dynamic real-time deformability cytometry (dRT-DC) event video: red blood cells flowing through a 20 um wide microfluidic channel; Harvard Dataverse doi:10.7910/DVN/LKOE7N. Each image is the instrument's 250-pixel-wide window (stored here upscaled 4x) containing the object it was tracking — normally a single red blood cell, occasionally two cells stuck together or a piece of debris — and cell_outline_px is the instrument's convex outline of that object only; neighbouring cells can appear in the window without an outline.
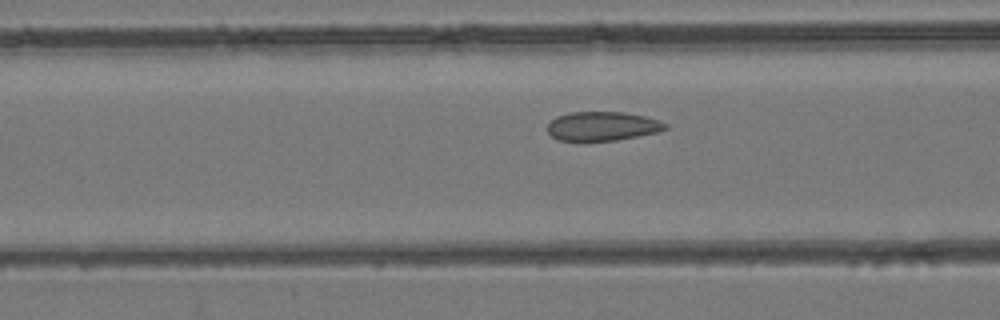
{"species": "common noctule bat (a hibernating species)", "species_latin": "Nyctalus noctula", "temperature_condition": "room temperature", "stored_images_in_passage": 36, "camera_frame_rate_fps": 3000, "um_per_image_px": 0.085, "animal": {"sex": "female", "body_mass_g": 24.6, "forearm_length_mm": 56.2}, "frame": {"image": 1, "passage_image": 6, "time_ms": 1.667, "image_size_px": [1000, 320], "cell_outline_px": [[668, 128], [660, 132], [616, 140], [556, 140], [548, 132], [548, 124], [556, 116], [568, 112], [624, 112], [644, 116], [660, 120], [668, 124]], "centroid_in_image_um": [51.24, 10.71], "position_along_channel_um": 115.4, "area_um2": 20.0}}
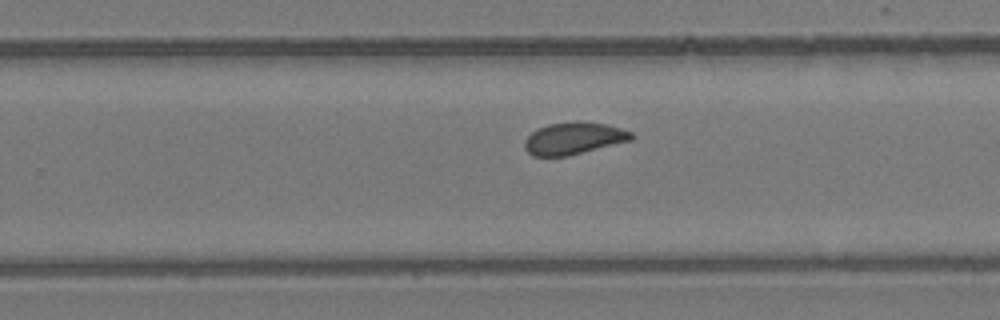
{"frame": {"image": 2, "passage_image": 18, "time_ms": 5.667, "image_size_px": [1000, 320], "cell_outline_px": [[636, 136], [632, 140], [568, 156], [532, 156], [524, 148], [524, 140], [536, 128], [548, 124], [608, 124], [632, 132]], "centroid_in_image_um": [48.76, 11.8], "position_along_channel_um": 281.0, "area_um2": 19.42}}
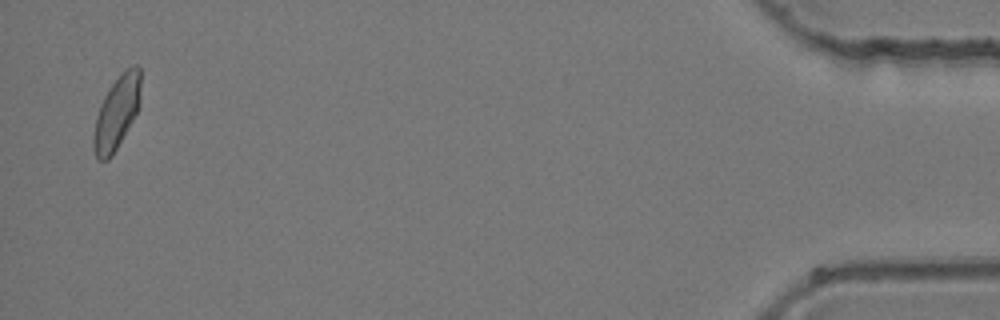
{"frame": {"image": 3, "passage_image": 35, "time_ms": 11.333, "image_size_px": [1000, 320], "cell_outline_px": [[140, 104], [132, 120], [112, 156], [108, 160], [96, 160], [92, 148], [92, 136], [96, 116], [100, 104], [104, 96], [112, 84], [132, 64], [136, 64], [140, 68]], "centroid_in_image_um": [9.89, 9.62], "position_along_channel_um": 425.3, "area_um2": 19.94}}